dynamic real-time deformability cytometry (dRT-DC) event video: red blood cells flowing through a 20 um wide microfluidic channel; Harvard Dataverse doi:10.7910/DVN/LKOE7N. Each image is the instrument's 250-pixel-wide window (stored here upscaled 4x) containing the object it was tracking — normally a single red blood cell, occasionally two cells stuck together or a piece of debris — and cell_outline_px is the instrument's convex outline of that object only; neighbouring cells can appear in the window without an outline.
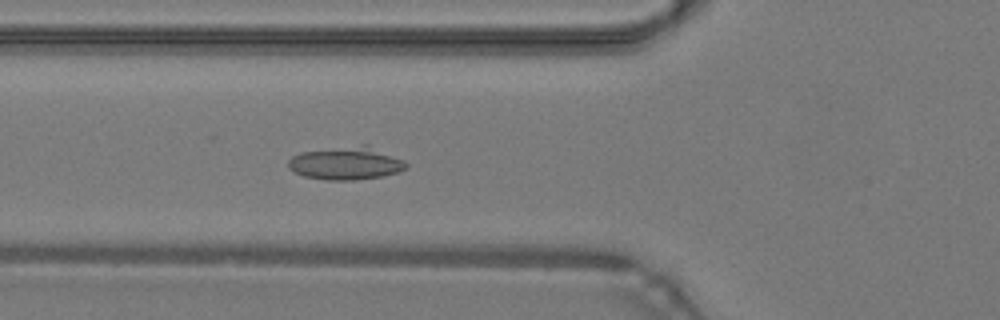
{"species": "common noctule bat (a hibernating species)", "species_latin": "Nyctalus noctula", "temperature_condition": "warm", "stored_images_in_passage": 48, "camera_frame_rate_fps": 3000, "um_per_image_px": 0.085, "animal": {"sex": "male", "body_mass_g": 19.2, "forearm_length_mm": 51.8}, "frame": {"image": 1, "passage_image": 17, "time_ms": 5.333, "image_size_px": [1000, 320], "cell_outline_px": [[408, 168], [400, 172], [380, 176], [356, 180], [324, 180], [304, 176], [288, 168], [288, 160], [292, 156], [300, 152], [360, 144], [368, 144], [404, 160], [408, 164]], "centroid_in_image_um": [29.44, 13.87], "position_along_channel_um": 96.4, "area_um2": 22.89}}
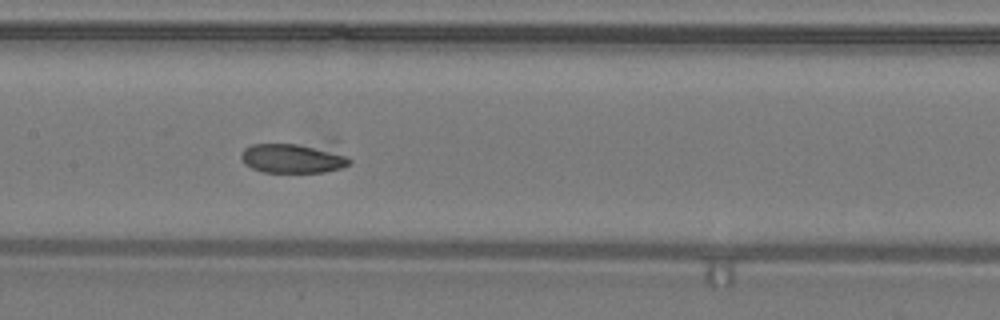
{"frame": {"image": 2, "passage_image": 23, "time_ms": 7.333, "image_size_px": [1000, 320], "cell_outline_px": [[352, 164], [340, 168], [324, 172], [264, 172], [252, 168], [244, 164], [240, 156], [240, 152], [244, 148], [252, 144], [296, 144], [344, 156], [352, 160]], "centroid_in_image_um": [24.75, 13.49], "position_along_channel_um": 182.7, "area_um2": 17.86}}
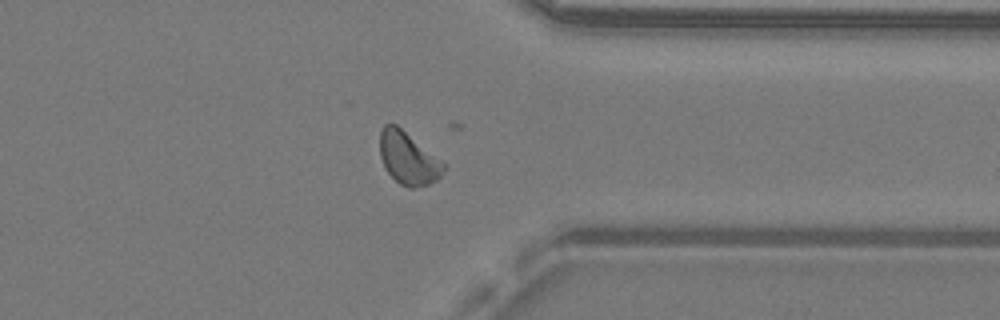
{"frame": {"image": 3, "passage_image": 37, "time_ms": 12.0, "image_size_px": [1000, 320], "cell_outline_px": [[448, 164], [444, 172], [436, 180], [428, 184], [412, 188], [408, 188], [400, 184], [384, 168], [380, 156], [380, 132], [384, 124], [396, 124]], "centroid_in_image_um": [34.72, 13.45], "position_along_channel_um": 376.7, "area_um2": 19.71}, "authors_computed_cell_mechanics": {"area_um2": 19.5364, "velocity_mm_per_s": 4.2756, "shape_relaxation_time_tau1_ms": null, "shape_relaxation_time_tau2_ms": 6.8625, "deformation_change_tau1": null, "deformation_change_tau2": 0.0872}}